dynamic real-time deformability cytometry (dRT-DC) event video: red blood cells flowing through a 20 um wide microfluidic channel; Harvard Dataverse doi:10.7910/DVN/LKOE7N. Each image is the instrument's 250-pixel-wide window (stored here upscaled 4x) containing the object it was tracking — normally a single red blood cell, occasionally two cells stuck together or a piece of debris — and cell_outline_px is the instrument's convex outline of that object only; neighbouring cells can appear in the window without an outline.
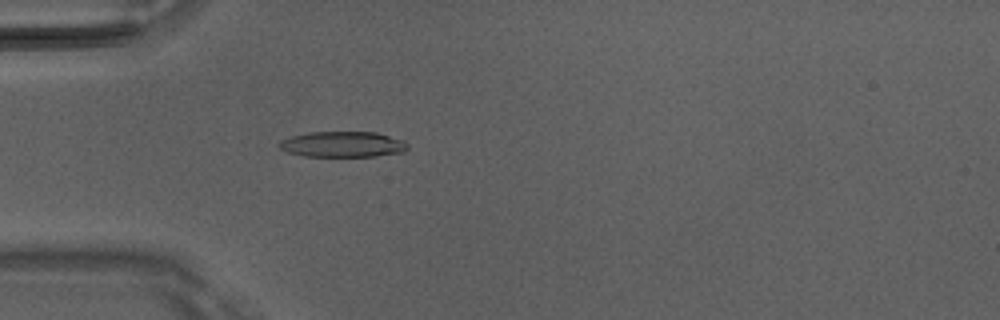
{"species": "Egyptian fruit bat (a non-hibernating species)", "species_latin": "Rousettus aegyptiacus", "temperature_condition": "room temperature", "stored_images_in_passage": 4, "camera_frame_rate_fps": 3000, "um_per_image_px": 0.085, "animal": {"sex": "male"}, "frame": {"image": 1, "passage_image": 4, "time_ms": 1.0, "image_size_px": [1000, 320], "cell_outline_px": [[408, 148], [404, 152], [376, 156], [304, 156], [288, 152], [280, 148], [276, 144], [280, 140], [292, 136], [308, 132], [376, 132], [404, 140], [408, 144]], "centroid_in_image_um": [29.14, 12.26], "position_along_channel_um": 55.9, "area_um2": 19.31}}